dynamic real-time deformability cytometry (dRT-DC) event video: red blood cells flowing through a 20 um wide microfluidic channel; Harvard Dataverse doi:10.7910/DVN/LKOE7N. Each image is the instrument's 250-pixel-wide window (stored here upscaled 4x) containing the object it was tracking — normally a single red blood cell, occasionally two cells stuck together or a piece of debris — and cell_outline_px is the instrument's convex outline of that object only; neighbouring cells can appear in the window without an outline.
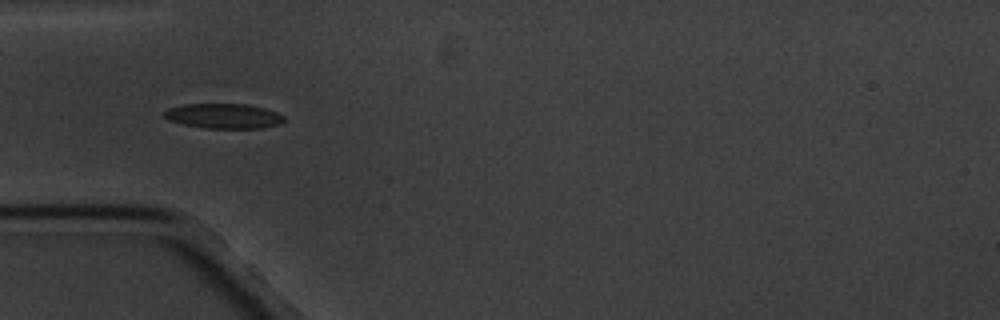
{"species": "common noctule bat (a hibernating species)", "species_latin": "Nyctalus noctula", "temperature_condition": "cold", "stored_images_in_passage": 9, "camera_frame_rate_fps": 3000, "um_per_image_px": 0.085, "animal": {"sex": "male", "body_mass_g": 20.1, "forearm_length_mm": 53.5}, "frame": {"image": 1, "passage_image": 6, "time_ms": 5.667, "image_size_px": [1000, 320], "cell_outline_px": [[284, 120], [276, 124], [264, 128], [204, 128], [184, 124], [168, 120], [164, 116], [164, 112], [168, 108], [184, 104], [248, 104], [264, 108], [276, 112], [284, 116]], "centroid_in_image_um": [18.99, 9.85], "position_along_channel_um": 66.0, "area_um2": 17.28}}
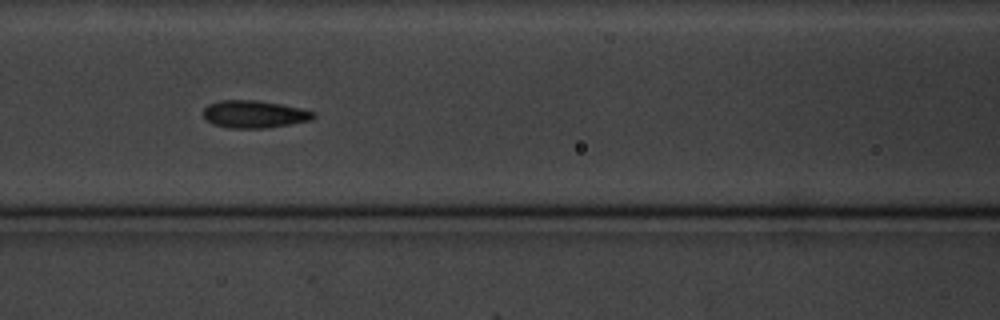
{"frame": {"image": 2, "passage_image": 8, "time_ms": 8.0, "image_size_px": [1000, 320], "cell_outline_px": [[316, 116], [312, 120], [292, 124], [268, 128], [228, 128], [212, 124], [204, 116], [204, 108], [208, 104], [220, 100], [256, 100], [280, 104], [316, 112]], "centroid_in_image_um": [21.62, 9.71], "position_along_channel_um": 145.0, "area_um2": 17.69}}
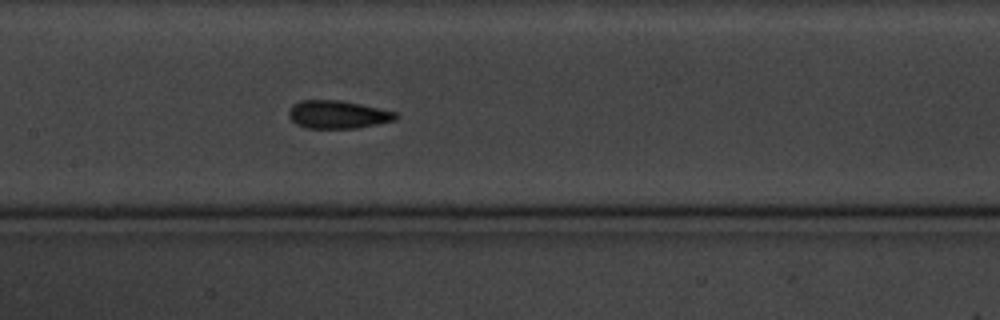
{"frame": {"image": 3, "passage_image": 9, "time_ms": 9.0, "image_size_px": [1000, 320], "cell_outline_px": [[396, 120], [356, 128], [308, 128], [296, 124], [288, 116], [288, 112], [292, 104], [300, 100], [340, 100], [360, 104], [396, 112]], "centroid_in_image_um": [28.66, 9.73], "position_along_channel_um": 178.7, "area_um2": 17.34}}